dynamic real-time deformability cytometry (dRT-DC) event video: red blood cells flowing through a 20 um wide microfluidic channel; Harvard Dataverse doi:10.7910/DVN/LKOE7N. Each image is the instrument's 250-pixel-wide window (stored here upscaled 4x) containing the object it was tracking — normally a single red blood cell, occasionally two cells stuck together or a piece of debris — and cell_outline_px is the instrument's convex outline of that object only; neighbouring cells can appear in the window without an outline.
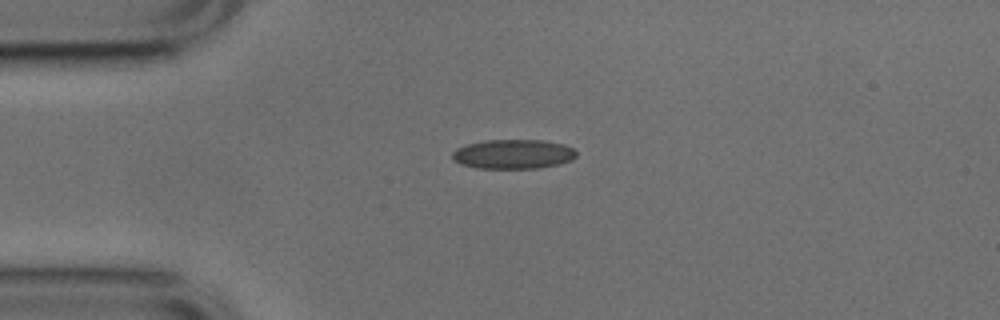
{"species": "common noctule bat (a hibernating species)", "species_latin": "Nyctalus noctula", "temperature_condition": "cold", "stored_images_in_passage": 6, "camera_frame_rate_fps": 3000, "um_per_image_px": 0.085, "animal": {"sex": "male", "body_mass_g": 17.9, "forearm_length_mm": 54.2}, "frame": {"image": 1, "passage_image": 1, "time_ms": 0.0, "image_size_px": [1000, 320], "cell_outline_px": [[576, 156], [572, 160], [560, 164], [536, 168], [476, 168], [460, 164], [452, 160], [452, 152], [456, 148], [468, 144], [484, 140], [544, 140], [564, 144], [572, 148], [576, 152]], "centroid_in_image_um": [43.61, 13.1], "position_along_channel_um": 41.4, "area_um2": 21.39}}
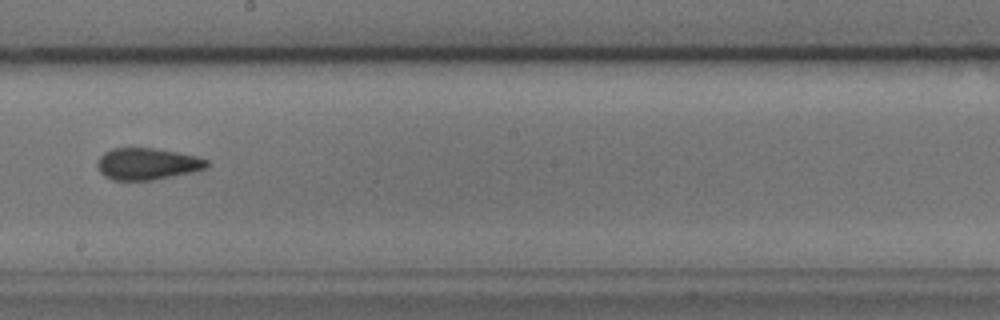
{"frame": {"image": 2, "passage_image": 6, "time_ms": 1.667, "image_size_px": [1000, 320], "cell_outline_px": [[208, 168], [192, 172], [152, 180], [112, 180], [104, 176], [100, 172], [96, 164], [100, 156], [104, 152], [112, 148], [156, 148], [196, 156], [208, 160]], "centroid_in_image_um": [12.5, 13.93], "position_along_channel_um": 235.7, "area_um2": 20.29}}